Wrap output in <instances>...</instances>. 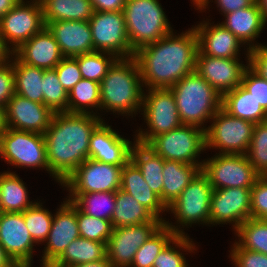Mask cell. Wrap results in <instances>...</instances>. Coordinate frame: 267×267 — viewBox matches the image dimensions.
<instances>
[{
  "mask_svg": "<svg viewBox=\"0 0 267 267\" xmlns=\"http://www.w3.org/2000/svg\"><path fill=\"white\" fill-rule=\"evenodd\" d=\"M234 232L239 240L235 242L242 249L267 255V221L250 218L241 223Z\"/></svg>",
  "mask_w": 267,
  "mask_h": 267,
  "instance_id": "38",
  "label": "cell"
},
{
  "mask_svg": "<svg viewBox=\"0 0 267 267\" xmlns=\"http://www.w3.org/2000/svg\"><path fill=\"white\" fill-rule=\"evenodd\" d=\"M15 94L12 53L8 60L0 65V106L6 107L8 101Z\"/></svg>",
  "mask_w": 267,
  "mask_h": 267,
  "instance_id": "49",
  "label": "cell"
},
{
  "mask_svg": "<svg viewBox=\"0 0 267 267\" xmlns=\"http://www.w3.org/2000/svg\"><path fill=\"white\" fill-rule=\"evenodd\" d=\"M170 89L182 124L206 130L204 123L209 122L222 108V96L196 71L183 77Z\"/></svg>",
  "mask_w": 267,
  "mask_h": 267,
  "instance_id": "4",
  "label": "cell"
},
{
  "mask_svg": "<svg viewBox=\"0 0 267 267\" xmlns=\"http://www.w3.org/2000/svg\"><path fill=\"white\" fill-rule=\"evenodd\" d=\"M68 267H113L111 265V262L107 257H105L102 260L90 262V263H83V264H75V265H70Z\"/></svg>",
  "mask_w": 267,
  "mask_h": 267,
  "instance_id": "54",
  "label": "cell"
},
{
  "mask_svg": "<svg viewBox=\"0 0 267 267\" xmlns=\"http://www.w3.org/2000/svg\"><path fill=\"white\" fill-rule=\"evenodd\" d=\"M15 93L29 100L43 104L44 69L23 63L12 53Z\"/></svg>",
  "mask_w": 267,
  "mask_h": 267,
  "instance_id": "30",
  "label": "cell"
},
{
  "mask_svg": "<svg viewBox=\"0 0 267 267\" xmlns=\"http://www.w3.org/2000/svg\"><path fill=\"white\" fill-rule=\"evenodd\" d=\"M210 121L205 130L206 149L219 150V154H247L254 123L233 117L222 108Z\"/></svg>",
  "mask_w": 267,
  "mask_h": 267,
  "instance_id": "10",
  "label": "cell"
},
{
  "mask_svg": "<svg viewBox=\"0 0 267 267\" xmlns=\"http://www.w3.org/2000/svg\"><path fill=\"white\" fill-rule=\"evenodd\" d=\"M235 267H267V255L251 250L242 249L234 242L230 256Z\"/></svg>",
  "mask_w": 267,
  "mask_h": 267,
  "instance_id": "48",
  "label": "cell"
},
{
  "mask_svg": "<svg viewBox=\"0 0 267 267\" xmlns=\"http://www.w3.org/2000/svg\"><path fill=\"white\" fill-rule=\"evenodd\" d=\"M144 86L134 57L118 58L100 83L101 110L132 116L142 110Z\"/></svg>",
  "mask_w": 267,
  "mask_h": 267,
  "instance_id": "3",
  "label": "cell"
},
{
  "mask_svg": "<svg viewBox=\"0 0 267 267\" xmlns=\"http://www.w3.org/2000/svg\"><path fill=\"white\" fill-rule=\"evenodd\" d=\"M2 212L1 199H0V213Z\"/></svg>",
  "mask_w": 267,
  "mask_h": 267,
  "instance_id": "60",
  "label": "cell"
},
{
  "mask_svg": "<svg viewBox=\"0 0 267 267\" xmlns=\"http://www.w3.org/2000/svg\"><path fill=\"white\" fill-rule=\"evenodd\" d=\"M144 90L141 114L148 127L139 128L135 141L147 145L155 136L180 127L182 122L170 88Z\"/></svg>",
  "mask_w": 267,
  "mask_h": 267,
  "instance_id": "7",
  "label": "cell"
},
{
  "mask_svg": "<svg viewBox=\"0 0 267 267\" xmlns=\"http://www.w3.org/2000/svg\"><path fill=\"white\" fill-rule=\"evenodd\" d=\"M25 1L20 0L0 19V38L10 53L46 26L40 0Z\"/></svg>",
  "mask_w": 267,
  "mask_h": 267,
  "instance_id": "11",
  "label": "cell"
},
{
  "mask_svg": "<svg viewBox=\"0 0 267 267\" xmlns=\"http://www.w3.org/2000/svg\"><path fill=\"white\" fill-rule=\"evenodd\" d=\"M0 267H19L0 245Z\"/></svg>",
  "mask_w": 267,
  "mask_h": 267,
  "instance_id": "53",
  "label": "cell"
},
{
  "mask_svg": "<svg viewBox=\"0 0 267 267\" xmlns=\"http://www.w3.org/2000/svg\"><path fill=\"white\" fill-rule=\"evenodd\" d=\"M222 109L233 117L254 124L267 121V112L242 85L222 96Z\"/></svg>",
  "mask_w": 267,
  "mask_h": 267,
  "instance_id": "27",
  "label": "cell"
},
{
  "mask_svg": "<svg viewBox=\"0 0 267 267\" xmlns=\"http://www.w3.org/2000/svg\"><path fill=\"white\" fill-rule=\"evenodd\" d=\"M177 235L164 223L136 251L130 267H152L158 254Z\"/></svg>",
  "mask_w": 267,
  "mask_h": 267,
  "instance_id": "37",
  "label": "cell"
},
{
  "mask_svg": "<svg viewBox=\"0 0 267 267\" xmlns=\"http://www.w3.org/2000/svg\"><path fill=\"white\" fill-rule=\"evenodd\" d=\"M103 120L92 132L89 141V158L103 163L124 166L131 159L136 141L122 137Z\"/></svg>",
  "mask_w": 267,
  "mask_h": 267,
  "instance_id": "21",
  "label": "cell"
},
{
  "mask_svg": "<svg viewBox=\"0 0 267 267\" xmlns=\"http://www.w3.org/2000/svg\"><path fill=\"white\" fill-rule=\"evenodd\" d=\"M77 223L81 238L103 242L105 245L113 231V226L110 220L87 215L78 209Z\"/></svg>",
  "mask_w": 267,
  "mask_h": 267,
  "instance_id": "44",
  "label": "cell"
},
{
  "mask_svg": "<svg viewBox=\"0 0 267 267\" xmlns=\"http://www.w3.org/2000/svg\"><path fill=\"white\" fill-rule=\"evenodd\" d=\"M163 9L158 0H126L122 12L134 52L173 31Z\"/></svg>",
  "mask_w": 267,
  "mask_h": 267,
  "instance_id": "5",
  "label": "cell"
},
{
  "mask_svg": "<svg viewBox=\"0 0 267 267\" xmlns=\"http://www.w3.org/2000/svg\"><path fill=\"white\" fill-rule=\"evenodd\" d=\"M98 110L101 111L100 83L82 78L68 93V113L98 114L102 117Z\"/></svg>",
  "mask_w": 267,
  "mask_h": 267,
  "instance_id": "35",
  "label": "cell"
},
{
  "mask_svg": "<svg viewBox=\"0 0 267 267\" xmlns=\"http://www.w3.org/2000/svg\"><path fill=\"white\" fill-rule=\"evenodd\" d=\"M256 2L261 10L263 19L267 23V0H256Z\"/></svg>",
  "mask_w": 267,
  "mask_h": 267,
  "instance_id": "59",
  "label": "cell"
},
{
  "mask_svg": "<svg viewBox=\"0 0 267 267\" xmlns=\"http://www.w3.org/2000/svg\"><path fill=\"white\" fill-rule=\"evenodd\" d=\"M161 221L129 193L119 189L115 192V208L111 224L113 228Z\"/></svg>",
  "mask_w": 267,
  "mask_h": 267,
  "instance_id": "29",
  "label": "cell"
},
{
  "mask_svg": "<svg viewBox=\"0 0 267 267\" xmlns=\"http://www.w3.org/2000/svg\"><path fill=\"white\" fill-rule=\"evenodd\" d=\"M213 190L208 176L200 170L181 194L167 207V212L174 215L176 225L172 222L169 223V220L164 224L176 235L183 236L187 235L184 227L189 228L194 223L210 226V203Z\"/></svg>",
  "mask_w": 267,
  "mask_h": 267,
  "instance_id": "6",
  "label": "cell"
},
{
  "mask_svg": "<svg viewBox=\"0 0 267 267\" xmlns=\"http://www.w3.org/2000/svg\"><path fill=\"white\" fill-rule=\"evenodd\" d=\"M20 0H0V19L9 12Z\"/></svg>",
  "mask_w": 267,
  "mask_h": 267,
  "instance_id": "55",
  "label": "cell"
},
{
  "mask_svg": "<svg viewBox=\"0 0 267 267\" xmlns=\"http://www.w3.org/2000/svg\"><path fill=\"white\" fill-rule=\"evenodd\" d=\"M120 189L134 197L157 219L163 223L166 221L161 214L167 211V207L160 197L150 189L143 178L141 170L131 159L122 168Z\"/></svg>",
  "mask_w": 267,
  "mask_h": 267,
  "instance_id": "26",
  "label": "cell"
},
{
  "mask_svg": "<svg viewBox=\"0 0 267 267\" xmlns=\"http://www.w3.org/2000/svg\"><path fill=\"white\" fill-rule=\"evenodd\" d=\"M194 4V6L199 10L200 12L205 11L206 8L209 6V0H191Z\"/></svg>",
  "mask_w": 267,
  "mask_h": 267,
  "instance_id": "57",
  "label": "cell"
},
{
  "mask_svg": "<svg viewBox=\"0 0 267 267\" xmlns=\"http://www.w3.org/2000/svg\"><path fill=\"white\" fill-rule=\"evenodd\" d=\"M246 156L260 176H267V121L255 124Z\"/></svg>",
  "mask_w": 267,
  "mask_h": 267,
  "instance_id": "43",
  "label": "cell"
},
{
  "mask_svg": "<svg viewBox=\"0 0 267 267\" xmlns=\"http://www.w3.org/2000/svg\"><path fill=\"white\" fill-rule=\"evenodd\" d=\"M8 128L44 134L50 126L54 112L42 103H37L14 94L5 107Z\"/></svg>",
  "mask_w": 267,
  "mask_h": 267,
  "instance_id": "20",
  "label": "cell"
},
{
  "mask_svg": "<svg viewBox=\"0 0 267 267\" xmlns=\"http://www.w3.org/2000/svg\"><path fill=\"white\" fill-rule=\"evenodd\" d=\"M213 189L252 187L260 175L244 154H219L205 159L201 169Z\"/></svg>",
  "mask_w": 267,
  "mask_h": 267,
  "instance_id": "12",
  "label": "cell"
},
{
  "mask_svg": "<svg viewBox=\"0 0 267 267\" xmlns=\"http://www.w3.org/2000/svg\"><path fill=\"white\" fill-rule=\"evenodd\" d=\"M198 38L197 54L218 58H238L243 43L221 23L211 24L204 20L195 25Z\"/></svg>",
  "mask_w": 267,
  "mask_h": 267,
  "instance_id": "22",
  "label": "cell"
},
{
  "mask_svg": "<svg viewBox=\"0 0 267 267\" xmlns=\"http://www.w3.org/2000/svg\"><path fill=\"white\" fill-rule=\"evenodd\" d=\"M7 129L5 107L0 106V135Z\"/></svg>",
  "mask_w": 267,
  "mask_h": 267,
  "instance_id": "56",
  "label": "cell"
},
{
  "mask_svg": "<svg viewBox=\"0 0 267 267\" xmlns=\"http://www.w3.org/2000/svg\"><path fill=\"white\" fill-rule=\"evenodd\" d=\"M223 16L225 20L221 24L232 32L243 43L244 47L246 44V56H249L250 50L263 45L256 42V38L260 36L267 23L263 19L257 2L250 7L238 9Z\"/></svg>",
  "mask_w": 267,
  "mask_h": 267,
  "instance_id": "25",
  "label": "cell"
},
{
  "mask_svg": "<svg viewBox=\"0 0 267 267\" xmlns=\"http://www.w3.org/2000/svg\"><path fill=\"white\" fill-rule=\"evenodd\" d=\"M42 204L37 200L33 206L22 212L28 231L34 242L38 243V245L47 240L54 216Z\"/></svg>",
  "mask_w": 267,
  "mask_h": 267,
  "instance_id": "41",
  "label": "cell"
},
{
  "mask_svg": "<svg viewBox=\"0 0 267 267\" xmlns=\"http://www.w3.org/2000/svg\"><path fill=\"white\" fill-rule=\"evenodd\" d=\"M0 157L15 168L46 169L51 176L44 134L7 127L0 135Z\"/></svg>",
  "mask_w": 267,
  "mask_h": 267,
  "instance_id": "9",
  "label": "cell"
},
{
  "mask_svg": "<svg viewBox=\"0 0 267 267\" xmlns=\"http://www.w3.org/2000/svg\"><path fill=\"white\" fill-rule=\"evenodd\" d=\"M23 63L54 69L64 57L54 36L45 26L13 52Z\"/></svg>",
  "mask_w": 267,
  "mask_h": 267,
  "instance_id": "24",
  "label": "cell"
},
{
  "mask_svg": "<svg viewBox=\"0 0 267 267\" xmlns=\"http://www.w3.org/2000/svg\"><path fill=\"white\" fill-rule=\"evenodd\" d=\"M64 57H76L94 51L91 27L88 21L65 20L46 24Z\"/></svg>",
  "mask_w": 267,
  "mask_h": 267,
  "instance_id": "23",
  "label": "cell"
},
{
  "mask_svg": "<svg viewBox=\"0 0 267 267\" xmlns=\"http://www.w3.org/2000/svg\"><path fill=\"white\" fill-rule=\"evenodd\" d=\"M241 85L256 99L267 112V80L248 66L242 76Z\"/></svg>",
  "mask_w": 267,
  "mask_h": 267,
  "instance_id": "45",
  "label": "cell"
},
{
  "mask_svg": "<svg viewBox=\"0 0 267 267\" xmlns=\"http://www.w3.org/2000/svg\"><path fill=\"white\" fill-rule=\"evenodd\" d=\"M211 0H209L210 3ZM221 15H226L238 9L252 6L256 0H214Z\"/></svg>",
  "mask_w": 267,
  "mask_h": 267,
  "instance_id": "51",
  "label": "cell"
},
{
  "mask_svg": "<svg viewBox=\"0 0 267 267\" xmlns=\"http://www.w3.org/2000/svg\"><path fill=\"white\" fill-rule=\"evenodd\" d=\"M251 218L267 221V176H260L251 187Z\"/></svg>",
  "mask_w": 267,
  "mask_h": 267,
  "instance_id": "46",
  "label": "cell"
},
{
  "mask_svg": "<svg viewBox=\"0 0 267 267\" xmlns=\"http://www.w3.org/2000/svg\"><path fill=\"white\" fill-rule=\"evenodd\" d=\"M249 66L240 58H218L204 54L196 55L195 71L201 75L221 96L241 85L242 76Z\"/></svg>",
  "mask_w": 267,
  "mask_h": 267,
  "instance_id": "19",
  "label": "cell"
},
{
  "mask_svg": "<svg viewBox=\"0 0 267 267\" xmlns=\"http://www.w3.org/2000/svg\"><path fill=\"white\" fill-rule=\"evenodd\" d=\"M131 160L141 170L145 182L162 201L164 159L147 145L135 143L131 149Z\"/></svg>",
  "mask_w": 267,
  "mask_h": 267,
  "instance_id": "31",
  "label": "cell"
},
{
  "mask_svg": "<svg viewBox=\"0 0 267 267\" xmlns=\"http://www.w3.org/2000/svg\"><path fill=\"white\" fill-rule=\"evenodd\" d=\"M54 69L67 93L82 79L76 57H63Z\"/></svg>",
  "mask_w": 267,
  "mask_h": 267,
  "instance_id": "47",
  "label": "cell"
},
{
  "mask_svg": "<svg viewBox=\"0 0 267 267\" xmlns=\"http://www.w3.org/2000/svg\"><path fill=\"white\" fill-rule=\"evenodd\" d=\"M201 170L198 165L164 160L162 202L168 207Z\"/></svg>",
  "mask_w": 267,
  "mask_h": 267,
  "instance_id": "28",
  "label": "cell"
},
{
  "mask_svg": "<svg viewBox=\"0 0 267 267\" xmlns=\"http://www.w3.org/2000/svg\"><path fill=\"white\" fill-rule=\"evenodd\" d=\"M40 2L45 25L65 20L89 21L94 12L90 0H40Z\"/></svg>",
  "mask_w": 267,
  "mask_h": 267,
  "instance_id": "32",
  "label": "cell"
},
{
  "mask_svg": "<svg viewBox=\"0 0 267 267\" xmlns=\"http://www.w3.org/2000/svg\"><path fill=\"white\" fill-rule=\"evenodd\" d=\"M35 242L22 212L0 213V245L19 267H31Z\"/></svg>",
  "mask_w": 267,
  "mask_h": 267,
  "instance_id": "17",
  "label": "cell"
},
{
  "mask_svg": "<svg viewBox=\"0 0 267 267\" xmlns=\"http://www.w3.org/2000/svg\"><path fill=\"white\" fill-rule=\"evenodd\" d=\"M102 121L98 115L54 113L44 133L47 162L54 180L62 184L89 158L91 134Z\"/></svg>",
  "mask_w": 267,
  "mask_h": 267,
  "instance_id": "2",
  "label": "cell"
},
{
  "mask_svg": "<svg viewBox=\"0 0 267 267\" xmlns=\"http://www.w3.org/2000/svg\"><path fill=\"white\" fill-rule=\"evenodd\" d=\"M249 66L267 80V44L249 51Z\"/></svg>",
  "mask_w": 267,
  "mask_h": 267,
  "instance_id": "50",
  "label": "cell"
},
{
  "mask_svg": "<svg viewBox=\"0 0 267 267\" xmlns=\"http://www.w3.org/2000/svg\"><path fill=\"white\" fill-rule=\"evenodd\" d=\"M83 79L101 83L109 68L118 59L114 54L93 51L76 56Z\"/></svg>",
  "mask_w": 267,
  "mask_h": 267,
  "instance_id": "39",
  "label": "cell"
},
{
  "mask_svg": "<svg viewBox=\"0 0 267 267\" xmlns=\"http://www.w3.org/2000/svg\"><path fill=\"white\" fill-rule=\"evenodd\" d=\"M91 27L94 51L109 52L117 58L134 57L122 11H94L88 21Z\"/></svg>",
  "mask_w": 267,
  "mask_h": 267,
  "instance_id": "13",
  "label": "cell"
},
{
  "mask_svg": "<svg viewBox=\"0 0 267 267\" xmlns=\"http://www.w3.org/2000/svg\"><path fill=\"white\" fill-rule=\"evenodd\" d=\"M105 257L106 245L103 242L79 237L67 246L62 255L50 267H68L102 260Z\"/></svg>",
  "mask_w": 267,
  "mask_h": 267,
  "instance_id": "34",
  "label": "cell"
},
{
  "mask_svg": "<svg viewBox=\"0 0 267 267\" xmlns=\"http://www.w3.org/2000/svg\"><path fill=\"white\" fill-rule=\"evenodd\" d=\"M22 179L11 171L0 172V199L2 212H24L36 201H30Z\"/></svg>",
  "mask_w": 267,
  "mask_h": 267,
  "instance_id": "33",
  "label": "cell"
},
{
  "mask_svg": "<svg viewBox=\"0 0 267 267\" xmlns=\"http://www.w3.org/2000/svg\"><path fill=\"white\" fill-rule=\"evenodd\" d=\"M172 244V245H171ZM189 235H177L155 258L152 267H189L184 253L197 251V246ZM175 245V246H173ZM181 248V249H180Z\"/></svg>",
  "mask_w": 267,
  "mask_h": 267,
  "instance_id": "40",
  "label": "cell"
},
{
  "mask_svg": "<svg viewBox=\"0 0 267 267\" xmlns=\"http://www.w3.org/2000/svg\"><path fill=\"white\" fill-rule=\"evenodd\" d=\"M43 104L54 113L68 112V93L59 82L55 69H44Z\"/></svg>",
  "mask_w": 267,
  "mask_h": 267,
  "instance_id": "42",
  "label": "cell"
},
{
  "mask_svg": "<svg viewBox=\"0 0 267 267\" xmlns=\"http://www.w3.org/2000/svg\"><path fill=\"white\" fill-rule=\"evenodd\" d=\"M198 38L192 26L180 35L172 31L155 43L138 49L136 59L143 86L148 89L170 88L195 71Z\"/></svg>",
  "mask_w": 267,
  "mask_h": 267,
  "instance_id": "1",
  "label": "cell"
},
{
  "mask_svg": "<svg viewBox=\"0 0 267 267\" xmlns=\"http://www.w3.org/2000/svg\"><path fill=\"white\" fill-rule=\"evenodd\" d=\"M66 197L79 211L105 220L112 219L115 192L68 193Z\"/></svg>",
  "mask_w": 267,
  "mask_h": 267,
  "instance_id": "36",
  "label": "cell"
},
{
  "mask_svg": "<svg viewBox=\"0 0 267 267\" xmlns=\"http://www.w3.org/2000/svg\"><path fill=\"white\" fill-rule=\"evenodd\" d=\"M251 218V187L214 189L210 203V226L232 224L235 231Z\"/></svg>",
  "mask_w": 267,
  "mask_h": 267,
  "instance_id": "15",
  "label": "cell"
},
{
  "mask_svg": "<svg viewBox=\"0 0 267 267\" xmlns=\"http://www.w3.org/2000/svg\"><path fill=\"white\" fill-rule=\"evenodd\" d=\"M94 11L116 12L123 11L126 0H90Z\"/></svg>",
  "mask_w": 267,
  "mask_h": 267,
  "instance_id": "52",
  "label": "cell"
},
{
  "mask_svg": "<svg viewBox=\"0 0 267 267\" xmlns=\"http://www.w3.org/2000/svg\"><path fill=\"white\" fill-rule=\"evenodd\" d=\"M162 224V221H151L113 228L106 244V257L111 265L113 267H130L136 251Z\"/></svg>",
  "mask_w": 267,
  "mask_h": 267,
  "instance_id": "16",
  "label": "cell"
},
{
  "mask_svg": "<svg viewBox=\"0 0 267 267\" xmlns=\"http://www.w3.org/2000/svg\"><path fill=\"white\" fill-rule=\"evenodd\" d=\"M10 52L3 46L0 38V65L8 60Z\"/></svg>",
  "mask_w": 267,
  "mask_h": 267,
  "instance_id": "58",
  "label": "cell"
},
{
  "mask_svg": "<svg viewBox=\"0 0 267 267\" xmlns=\"http://www.w3.org/2000/svg\"><path fill=\"white\" fill-rule=\"evenodd\" d=\"M79 237L77 208L65 199L53 216L40 266L50 267L62 255L67 246Z\"/></svg>",
  "mask_w": 267,
  "mask_h": 267,
  "instance_id": "18",
  "label": "cell"
},
{
  "mask_svg": "<svg viewBox=\"0 0 267 267\" xmlns=\"http://www.w3.org/2000/svg\"><path fill=\"white\" fill-rule=\"evenodd\" d=\"M147 146L164 160L198 165L202 169L204 160L200 162L199 157L206 150L205 130L182 124L174 130L155 136Z\"/></svg>",
  "mask_w": 267,
  "mask_h": 267,
  "instance_id": "8",
  "label": "cell"
},
{
  "mask_svg": "<svg viewBox=\"0 0 267 267\" xmlns=\"http://www.w3.org/2000/svg\"><path fill=\"white\" fill-rule=\"evenodd\" d=\"M122 168L88 158L61 186L69 193L116 192L121 186Z\"/></svg>",
  "mask_w": 267,
  "mask_h": 267,
  "instance_id": "14",
  "label": "cell"
}]
</instances>
